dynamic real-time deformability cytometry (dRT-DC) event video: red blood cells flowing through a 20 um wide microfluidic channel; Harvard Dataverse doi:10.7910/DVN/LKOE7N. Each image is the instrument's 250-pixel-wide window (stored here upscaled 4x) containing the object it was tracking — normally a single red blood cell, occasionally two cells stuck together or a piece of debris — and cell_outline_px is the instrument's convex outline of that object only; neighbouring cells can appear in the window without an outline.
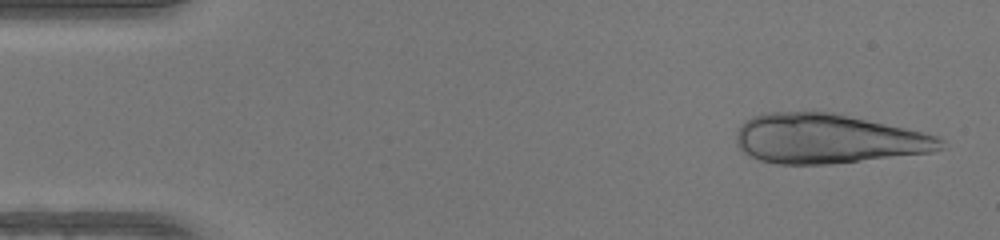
{"species": "human", "species_latin": "Homo sapiens", "temperature_condition": "warm", "stored_images_in_passage": 11, "camera_frame_rate_fps": 3000, "um_per_image_px": 0.085, "donor": {"sex": "female"}, "frame": {"image": 1, "passage_image": 2, "time_ms": 0.333, "image_size_px": [1000, 240], "cell_outline_px": [[948, 148], [932, 152], [828, 164], [776, 164], [760, 160], [744, 152], [736, 144], [736, 132], [740, 124], [752, 116], [768, 112], [832, 112], [924, 132], [936, 136], [944, 140]], "centroid_in_image_um": [70.38, 11.79], "position_along_channel_um": 14.6, "area_um2": 59.07}}